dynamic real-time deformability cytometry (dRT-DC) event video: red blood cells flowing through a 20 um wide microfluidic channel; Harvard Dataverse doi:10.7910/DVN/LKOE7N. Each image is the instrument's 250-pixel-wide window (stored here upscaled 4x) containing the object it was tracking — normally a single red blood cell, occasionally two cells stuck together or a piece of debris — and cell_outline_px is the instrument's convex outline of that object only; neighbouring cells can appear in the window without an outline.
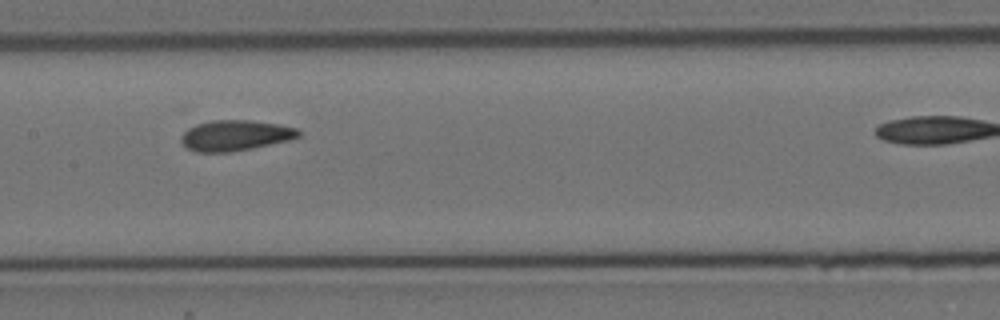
{"species": "Egyptian fruit bat (a non-hibernating species)", "species_latin": "Rousettus aegyptiacus", "temperature_condition": "cold", "stored_images_in_passage": 14, "camera_frame_rate_fps": 3000, "um_per_image_px": 0.085, "animal": {"sex": "female"}, "frame": {"image": 1, "passage_image": 6, "time_ms": 6.667, "image_size_px": [1000, 320], "cell_outline_px": [[300, 136], [288, 140], [252, 148], [228, 152], [196, 152], [188, 148], [180, 140], [180, 136], [188, 128], [196, 124], [212, 120], [252, 120], [280, 124], [296, 128], [300, 132]], "centroid_in_image_um": [19.98, 11.5], "position_along_channel_um": 187.4, "area_um2": 20.87}}
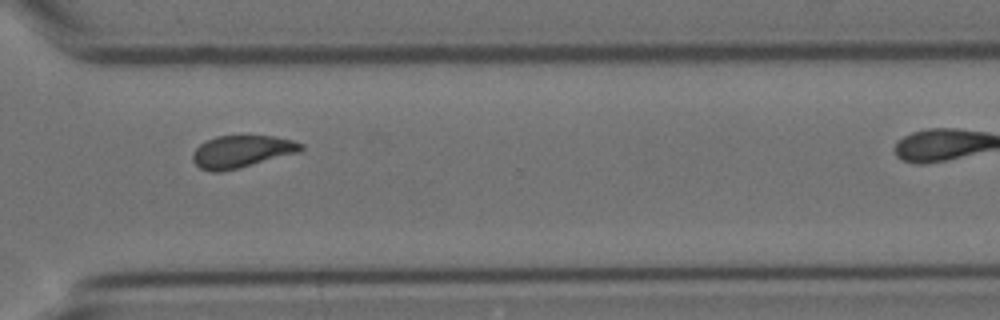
{"frame": {"image": 2, "passage_image": 10, "time_ms": 11.333, "image_size_px": [1000, 320], "cell_outline_px": [[304, 148], [300, 152], [220, 172], [208, 172], [200, 168], [192, 160], [192, 152], [200, 144], [216, 136], [272, 136], [292, 140], [304, 144]], "centroid_in_image_um": [20.52, 12.88], "position_along_channel_um": 350.1, "area_um2": 20.17}}
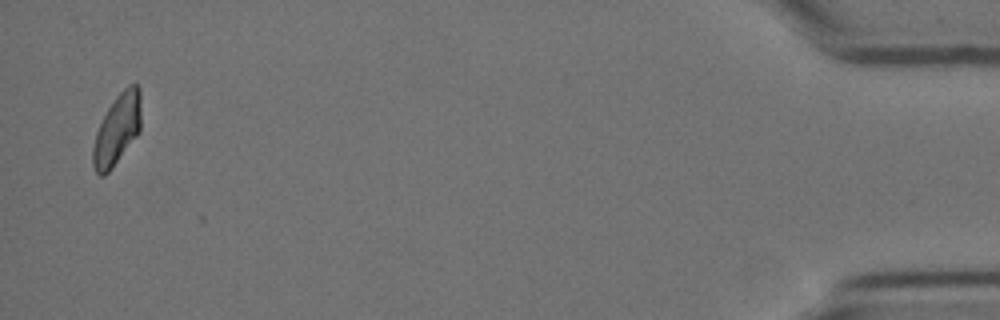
{"frame": {"image": 3, "passage_image": 14, "time_ms": 17.667, "image_size_px": [1000, 320], "cell_outline_px": [[140, 132], [112, 168], [104, 176], [100, 176], [96, 172], [92, 164], [92, 148], [96, 132], [108, 108], [116, 96], [128, 84], [136, 84], [140, 88]], "centroid_in_image_um": [9.95, 11.01], "position_along_channel_um": 425.2, "area_um2": 19.77}, "authors_computed_cell_mechanics": {"area_um2": 20.519, "velocity_mm_per_s": 3.4774, "shape_relaxation_time_tau1_ms": 2.8626, "shape_relaxation_time_tau2_ms": 4.2189, "deformation_change_tau1": 0.0794, "deformation_change_tau2": 0.0755}}